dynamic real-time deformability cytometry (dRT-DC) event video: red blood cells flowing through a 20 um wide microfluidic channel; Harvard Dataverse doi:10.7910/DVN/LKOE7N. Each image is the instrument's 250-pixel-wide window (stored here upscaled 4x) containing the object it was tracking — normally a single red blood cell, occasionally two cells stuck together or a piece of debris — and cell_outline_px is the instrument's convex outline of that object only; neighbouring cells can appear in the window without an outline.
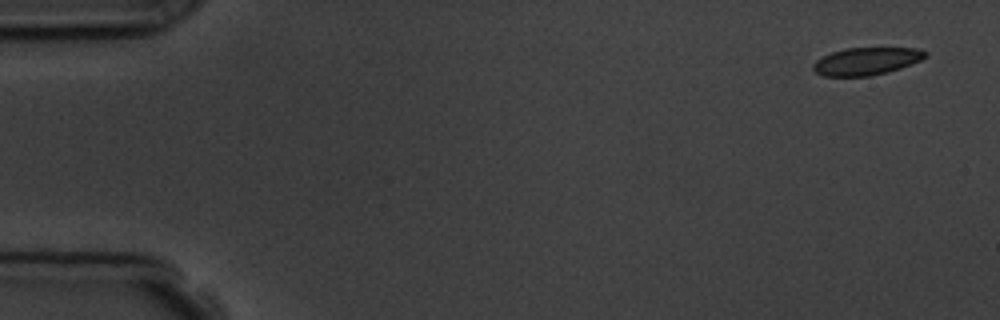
{"species": "common noctule bat (a hibernating species)", "species_latin": "Nyctalus noctula", "temperature_condition": "room temperature", "stored_images_in_passage": 4, "camera_frame_rate_fps": 3000, "um_per_image_px": 0.085, "animal": {"sex": "male", "body_mass_g": 19.5, "forearm_length_mm": 54.6}, "frame": {"image": 1, "passage_image": 1, "time_ms": 0.0, "image_size_px": [1000, 320], "cell_outline_px": [[928, 56], [920, 60], [900, 68], [868, 76], [824, 76], [816, 72], [812, 68], [812, 64], [816, 60], [832, 52], [848, 48], [916, 48], [928, 52]], "centroid_in_image_um": [73.64, 5.2], "position_along_channel_um": 11.4, "area_um2": 17.74}}
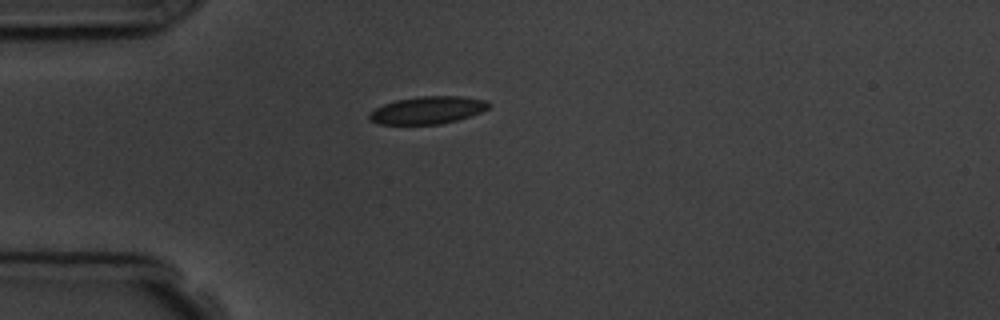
{"frame": {"image": 2, "passage_image": 4, "time_ms": 4.0, "image_size_px": [1000, 320], "cell_outline_px": [[492, 104], [488, 108], [480, 112], [456, 120], [440, 124], [380, 124], [372, 120], [368, 116], [368, 112], [384, 104], [396, 100], [420, 96], [460, 96], [488, 100]], "centroid_in_image_um": [36.36, 9.35], "position_along_channel_um": 48.6, "area_um2": 19.02}}